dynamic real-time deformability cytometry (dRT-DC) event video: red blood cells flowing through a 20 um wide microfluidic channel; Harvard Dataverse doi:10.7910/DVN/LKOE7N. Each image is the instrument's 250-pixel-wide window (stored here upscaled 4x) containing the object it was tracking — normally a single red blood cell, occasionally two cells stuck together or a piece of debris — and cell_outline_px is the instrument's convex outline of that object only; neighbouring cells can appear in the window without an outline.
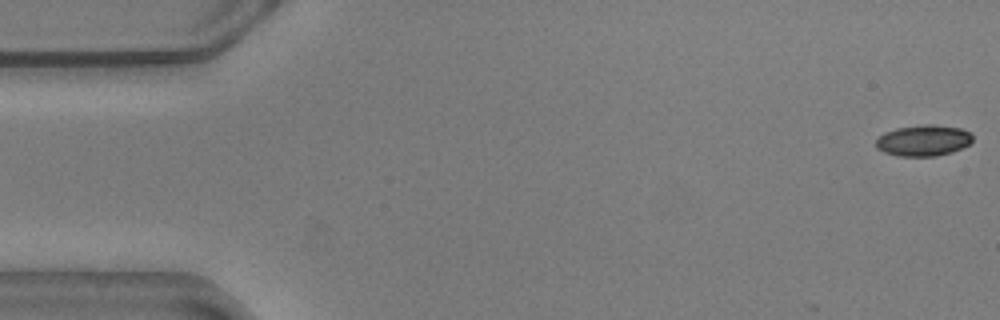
{"species": "common noctule bat (a hibernating species)", "species_latin": "Nyctalus noctula", "temperature_condition": "warm", "stored_images_in_passage": 3, "camera_frame_rate_fps": 3000, "um_per_image_px": 0.085, "animal": {"sex": "male", "body_mass_g": 20.5, "forearm_length_mm": 52.5}, "frame": {"image": 1, "passage_image": 1, "time_ms": 0.0, "image_size_px": [1000, 320], "cell_outline_px": [[972, 140], [968, 144], [952, 152], [936, 156], [896, 156], [884, 152], [876, 148], [876, 140], [884, 132], [896, 128], [924, 124], [932, 124], [960, 128], [972, 132]], "centroid_in_image_um": [78.48, 11.94], "position_along_channel_um": 6.5, "area_um2": 17.57}}